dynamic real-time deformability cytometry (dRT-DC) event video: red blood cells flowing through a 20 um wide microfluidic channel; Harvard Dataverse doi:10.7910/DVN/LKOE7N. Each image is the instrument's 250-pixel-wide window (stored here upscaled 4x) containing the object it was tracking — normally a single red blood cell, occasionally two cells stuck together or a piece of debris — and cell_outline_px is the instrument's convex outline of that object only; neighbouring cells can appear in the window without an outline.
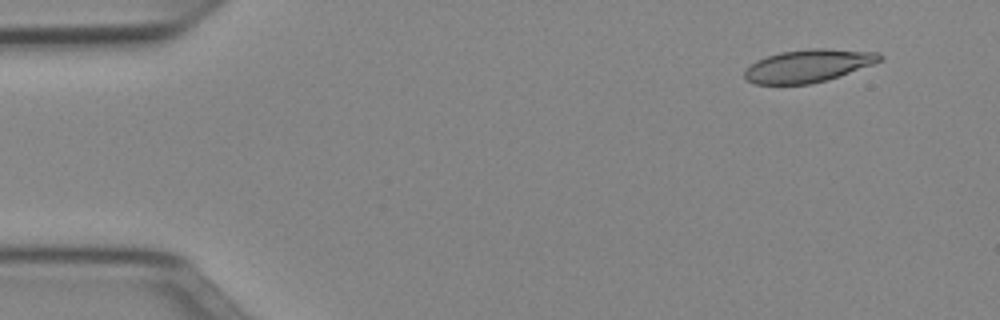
{"species": "Egyptian fruit bat (a non-hibernating species)", "species_latin": "Rousettus aegyptiacus", "temperature_condition": "cold", "stored_images_in_passage": 48, "camera_frame_rate_fps": 3000, "um_per_image_px": 0.085, "animal": {"sex": "female"}, "frame": {"image": 1, "passage_image": 2, "time_ms": 0.333, "image_size_px": [1000, 320], "cell_outline_px": [[884, 56], [880, 60], [872, 64], [828, 80], [812, 84], [756, 84], [748, 80], [744, 76], [744, 72], [756, 60], [780, 52], [812, 48], [828, 48], [880, 52]], "centroid_in_image_um": [68.73, 5.58], "position_along_channel_um": 16.3, "area_um2": 25.72}}
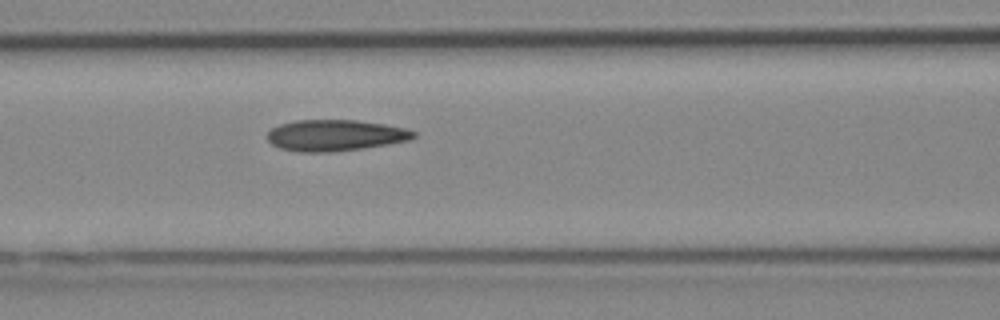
{"frame": {"image": 2, "passage_image": 19, "time_ms": 6.0, "image_size_px": [1000, 320], "cell_outline_px": [[416, 136], [408, 140], [388, 144], [364, 148], [332, 152], [300, 152], [280, 148], [272, 144], [268, 140], [268, 132], [272, 128], [280, 124], [296, 120], [356, 120], [384, 124], [404, 128], [416, 132]], "centroid_in_image_um": [28.49, 11.5], "position_along_channel_um": 138.1, "area_um2": 26.53}}
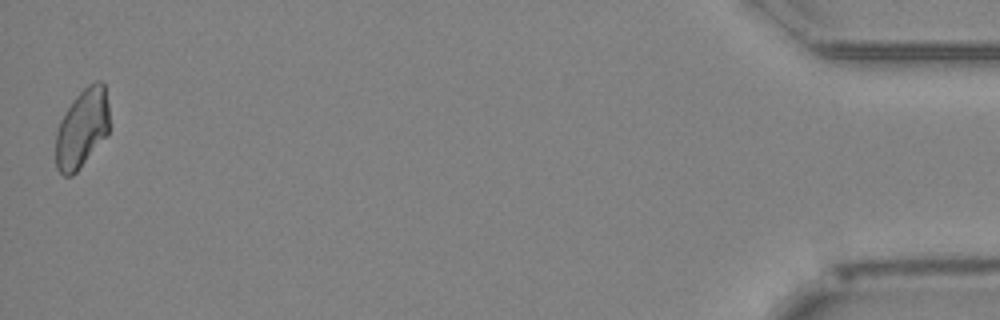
{"frame": {"image": 3, "passage_image": 48, "time_ms": 15.667, "image_size_px": [1000, 320], "cell_outline_px": [[108, 132], [80, 168], [72, 176], [64, 176], [56, 168], [56, 132], [60, 120], [76, 96], [88, 84], [96, 80], [104, 80], [108, 104]], "centroid_in_image_um": [6.97, 10.89], "position_along_channel_um": 428.2, "area_um2": 24.45}, "authors_computed_cell_mechanics": {"area_um2": 25.9522, "velocity_mm_per_s": 3.957, "shape_relaxation_time_tau1_ms": null, "shape_relaxation_time_tau2_ms": 4.1355, "deformation_change_tau1": null, "deformation_change_tau2": 0.117}}